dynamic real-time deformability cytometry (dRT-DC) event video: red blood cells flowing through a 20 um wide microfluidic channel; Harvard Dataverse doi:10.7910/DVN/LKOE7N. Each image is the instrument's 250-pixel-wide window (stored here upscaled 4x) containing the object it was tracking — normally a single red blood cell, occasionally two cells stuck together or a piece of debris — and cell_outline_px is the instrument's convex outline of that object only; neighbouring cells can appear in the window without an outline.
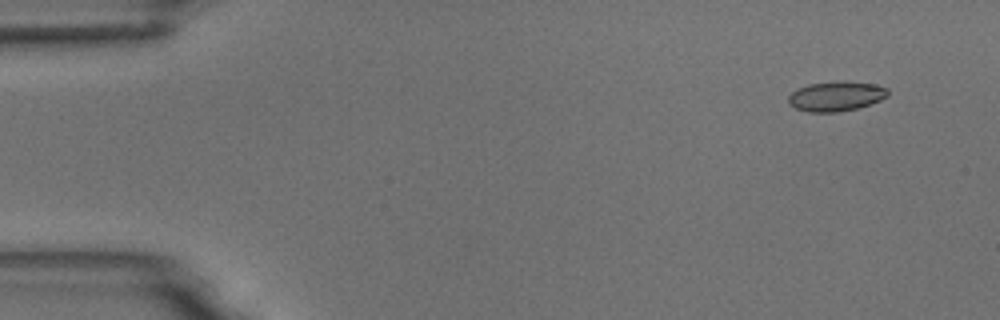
{"species": "common noctule bat (a hibernating species)", "species_latin": "Nyctalus noctula", "temperature_condition": "room temperature", "stored_images_in_passage": 3, "camera_frame_rate_fps": 3000, "um_per_image_px": 0.085, "animal": {"sex": "male", "body_mass_g": 18.8}, "frame": {"image": 1, "passage_image": 1, "time_ms": 0.0, "image_size_px": [1000, 320], "cell_outline_px": [[888, 96], [880, 100], [856, 108], [836, 112], [808, 112], [796, 108], [788, 104], [788, 96], [796, 88], [808, 84], [836, 80], [848, 80], [876, 84], [888, 88]], "centroid_in_image_um": [71.05, 8.15], "position_along_channel_um": 14.0, "area_um2": 17.57}}